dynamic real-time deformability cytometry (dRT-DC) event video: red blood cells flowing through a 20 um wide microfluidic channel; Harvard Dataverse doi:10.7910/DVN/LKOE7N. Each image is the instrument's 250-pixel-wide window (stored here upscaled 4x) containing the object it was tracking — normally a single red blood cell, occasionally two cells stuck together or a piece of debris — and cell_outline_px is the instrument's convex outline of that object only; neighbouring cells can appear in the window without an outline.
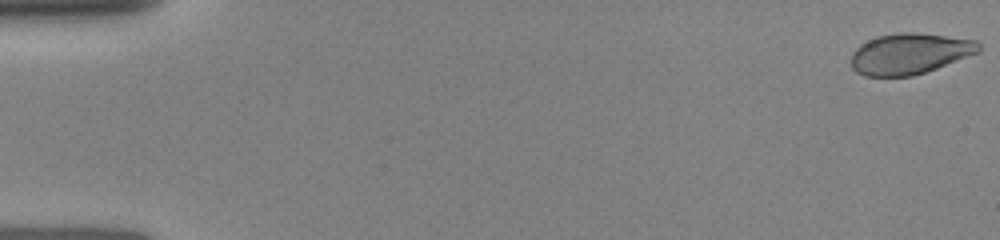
{"species": "human", "species_latin": "Homo sapiens", "temperature_condition": "room temperature", "stored_images_in_passage": 27, "camera_frame_rate_fps": 3000, "um_per_image_px": 0.085, "donor": {"sex": "female"}, "frame": {"image": 1, "passage_image": 1, "time_ms": 0.0, "image_size_px": [1000, 240], "cell_outline_px": [[980, 52], [936, 68], [912, 76], [864, 76], [856, 72], [852, 68], [852, 52], [860, 44], [876, 36], [900, 32], [916, 32], [976, 40], [980, 44]], "centroid_in_image_um": [77.31, 4.56], "position_along_channel_um": 7.7, "area_um2": 30.4}}
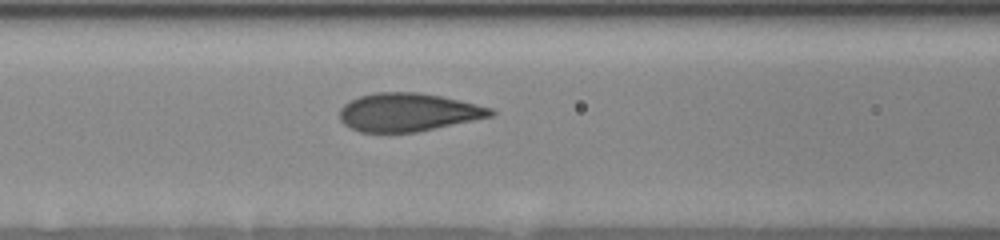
{"frame": {"image": 2, "passage_image": 16, "time_ms": 6.667, "image_size_px": [1000, 240], "cell_outline_px": [[496, 112], [492, 116], [416, 132], [360, 132], [344, 124], [340, 120], [340, 108], [344, 104], [360, 96], [376, 92], [420, 92], [460, 100], [492, 108]], "centroid_in_image_um": [34.68, 9.53], "position_along_channel_um": 131.9, "area_um2": 33.41}}
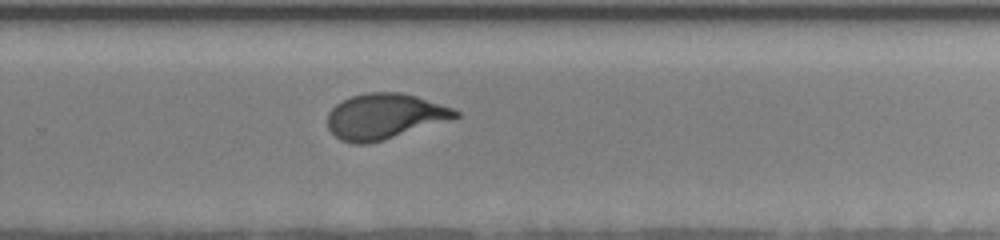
{"frame": {"image": 3, "passage_image": 27, "time_ms": 10.667, "image_size_px": [1000, 240], "cell_outline_px": [[460, 116], [384, 140], [368, 144], [356, 144], [340, 140], [328, 128], [328, 112], [336, 104], [352, 96], [368, 92], [400, 92], [416, 96], [452, 108], [460, 112]], "centroid_in_image_um": [32.65, 9.89], "position_along_channel_um": 297.1, "area_um2": 33.52}}